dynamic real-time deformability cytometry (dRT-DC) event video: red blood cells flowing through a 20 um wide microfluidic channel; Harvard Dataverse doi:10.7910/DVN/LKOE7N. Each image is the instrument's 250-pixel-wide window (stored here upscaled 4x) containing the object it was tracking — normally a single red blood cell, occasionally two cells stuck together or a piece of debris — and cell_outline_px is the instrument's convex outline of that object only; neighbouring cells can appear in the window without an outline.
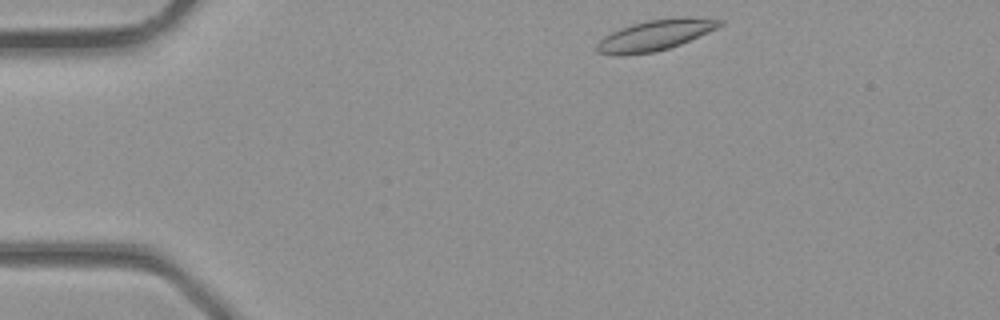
{"species": "common noctule bat (a hibernating species)", "species_latin": "Nyctalus noctula", "temperature_condition": "room temperature", "stored_images_in_passage": 2, "camera_frame_rate_fps": 3000, "um_per_image_px": 0.085, "animal": {"sex": "male", "body_mass_g": 23.1, "forearm_length_mm": 52.7}, "frame": {"image": 1, "passage_image": 1, "time_ms": 0.0, "image_size_px": [1000, 320], "cell_outline_px": [[724, 24], [708, 32], [680, 44], [668, 48], [652, 52], [624, 56], [612, 56], [596, 52], [596, 44], [604, 36], [620, 28], [632, 24], [648, 20], [680, 16], [688, 16], [724, 20]], "centroid_in_image_um": [55.67, 2.99], "position_along_channel_um": 29.3, "area_um2": 22.14}}